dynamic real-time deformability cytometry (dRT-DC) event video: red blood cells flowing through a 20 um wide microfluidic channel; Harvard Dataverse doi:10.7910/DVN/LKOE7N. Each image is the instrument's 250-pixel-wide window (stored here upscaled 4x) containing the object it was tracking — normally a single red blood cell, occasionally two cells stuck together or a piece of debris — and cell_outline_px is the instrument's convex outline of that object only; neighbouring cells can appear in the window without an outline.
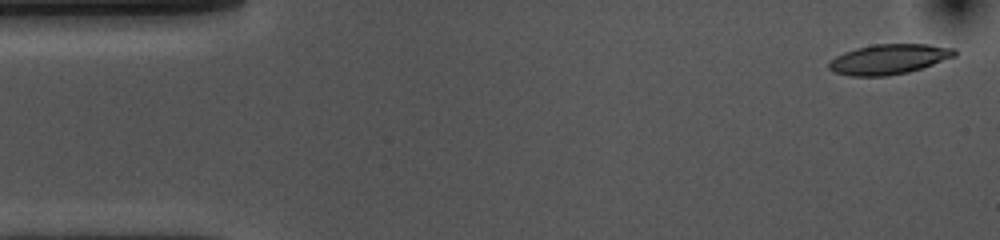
{"species": "common noctule bat (a hibernating species)", "species_latin": "Nyctalus noctula", "temperature_condition": "cold", "stored_images_in_passage": 41, "camera_frame_rate_fps": 3000, "um_per_image_px": 0.085, "animal": {"sex": "female", "body_mass_g": 10.0, "forearm_length_mm": 53.1}, "frame": {"image": 1, "passage_image": 2, "time_ms": 0.333, "image_size_px": [1000, 240], "cell_outline_px": [[956, 56], [908, 72], [888, 76], [852, 76], [832, 72], [828, 68], [828, 64], [836, 56], [844, 52], [856, 48], [872, 44], [928, 44], [956, 48]], "centroid_in_image_um": [75.54, 5.03], "position_along_channel_um": 9.5, "area_um2": 22.02}}
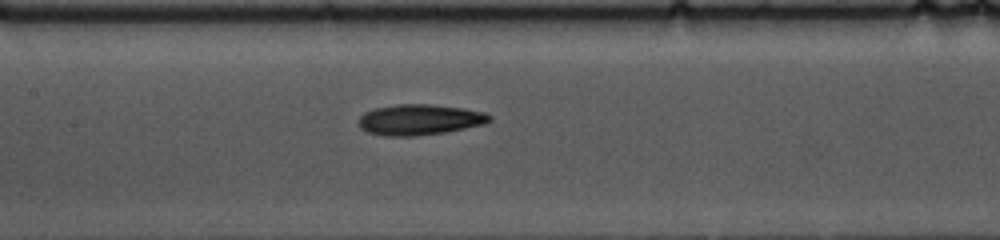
{"frame": {"image": 2, "passage_image": 24, "time_ms": 7.667, "image_size_px": [1000, 240], "cell_outline_px": [[492, 120], [484, 124], [444, 132], [416, 136], [384, 136], [368, 132], [360, 128], [356, 120], [364, 112], [372, 108], [400, 104], [428, 104], [464, 108], [484, 112], [492, 116]], "centroid_in_image_um": [35.62, 10.17], "position_along_channel_um": 171.8, "area_um2": 23.58}}
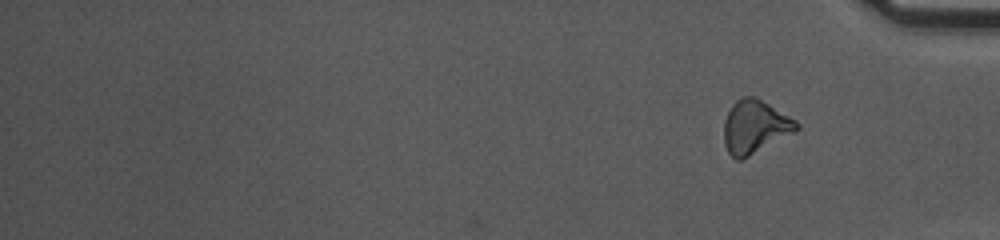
{"frame": {"image": 3, "passage_image": 41, "time_ms": 13.333, "image_size_px": [1000, 240], "cell_outline_px": [[800, 128], [796, 132], [740, 160], [736, 160], [728, 152], [724, 144], [724, 120], [732, 104], [740, 96], [756, 96], [796, 120], [800, 124]], "centroid_in_image_um": [64.17, 10.76], "position_along_channel_um": 371.0, "area_um2": 22.66}, "authors_computed_cell_mechanics": {"area_um2": 22.4842, "velocity_mm_per_s": 3.6114, "shape_relaxation_time_tau1_ms": 4.7353, "shape_relaxation_time_tau2_ms": 5.1732, "deformation_change_tau1": 0.1545, "deformation_change_tau2": 0.1526}}